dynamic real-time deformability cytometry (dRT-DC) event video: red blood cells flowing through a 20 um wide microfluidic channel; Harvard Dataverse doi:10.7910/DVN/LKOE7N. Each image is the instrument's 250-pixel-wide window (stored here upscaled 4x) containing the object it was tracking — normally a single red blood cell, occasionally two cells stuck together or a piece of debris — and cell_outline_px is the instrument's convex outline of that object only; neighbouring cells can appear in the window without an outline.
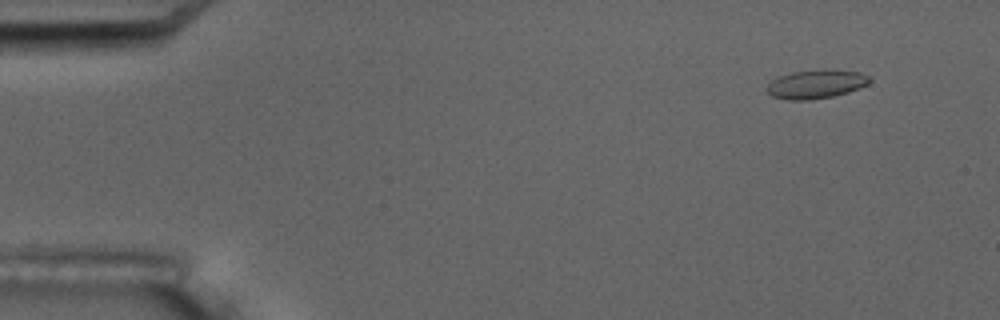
{"species": "common noctule bat (a hibernating species)", "species_latin": "Nyctalus noctula", "temperature_condition": "room temperature", "stored_images_in_passage": 10, "camera_frame_rate_fps": 3000, "um_per_image_px": 0.085, "animal": {"sex": "male", "body_mass_g": 17.5, "forearm_length_mm": 52.3}, "frame": {"image": 1, "passage_image": 2, "time_ms": 1.0, "image_size_px": [1000, 320], "cell_outline_px": [[872, 80], [868, 84], [848, 92], [832, 96], [808, 100], [788, 100], [772, 96], [764, 88], [776, 76], [792, 72], [860, 72], [868, 76]], "centroid_in_image_um": [69.29, 7.2], "position_along_channel_um": 15.7, "area_um2": 16.47}}
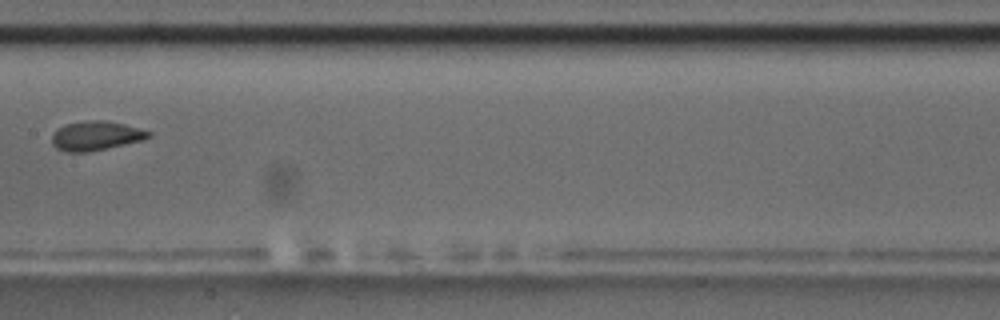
{"frame": {"image": 2, "passage_image": 9, "time_ms": 9.333, "image_size_px": [1000, 320], "cell_outline_px": [[152, 136], [140, 140], [124, 144], [88, 152], [64, 152], [56, 148], [52, 144], [52, 136], [64, 124], [88, 120], [104, 120], [124, 124], [140, 128], [152, 132]], "centroid_in_image_um": [8.15, 11.54], "position_along_channel_um": 199.3, "area_um2": 16.36}}
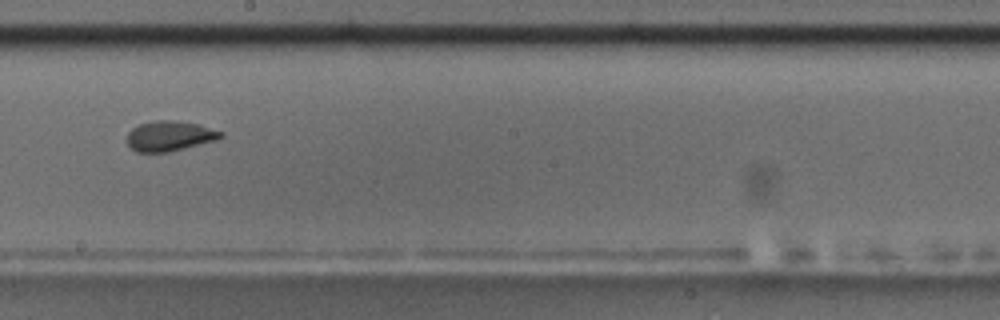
{"frame": {"image": 3, "passage_image": 10, "time_ms": 10.333, "image_size_px": [1000, 320], "cell_outline_px": [[224, 136], [216, 140], [168, 152], [136, 152], [128, 144], [128, 132], [132, 128], [140, 124], [156, 120], [172, 120], [196, 124], [224, 132]], "centroid_in_image_um": [14.42, 11.56], "position_along_channel_um": 233.8, "area_um2": 16.24}}